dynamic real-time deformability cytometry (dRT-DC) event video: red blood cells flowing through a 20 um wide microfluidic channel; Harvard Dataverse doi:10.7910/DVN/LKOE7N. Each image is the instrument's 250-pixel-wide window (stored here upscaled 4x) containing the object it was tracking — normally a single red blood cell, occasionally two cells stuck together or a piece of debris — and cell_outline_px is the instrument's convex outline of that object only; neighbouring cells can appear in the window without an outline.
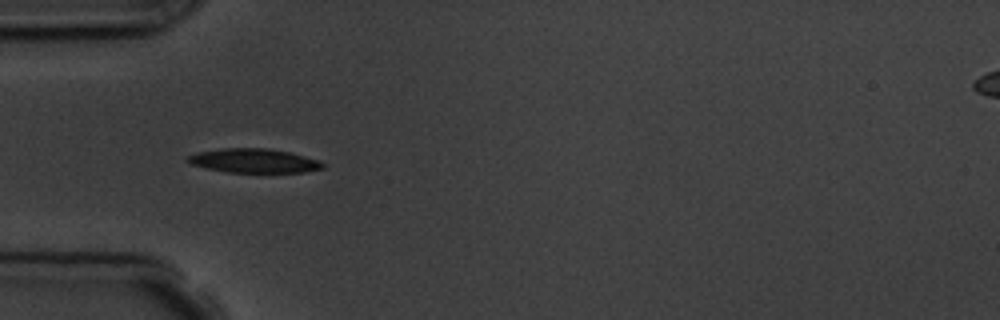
{"species": "common noctule bat (a hibernating species)", "species_latin": "Nyctalus noctula", "temperature_condition": "room temperature", "stored_images_in_passage": 8, "camera_frame_rate_fps": 3000, "um_per_image_px": 0.085, "animal": {"sex": "male", "body_mass_g": 19.5, "forearm_length_mm": 54.6}, "frame": {"image": 1, "passage_image": 4, "time_ms": 3.333, "image_size_px": [1000, 320], "cell_outline_px": [[324, 168], [304, 172], [228, 172], [208, 168], [192, 164], [184, 160], [188, 156], [196, 152], [220, 148], [268, 148], [288, 152], [304, 156], [316, 160], [324, 164]], "centroid_in_image_um": [21.54, 13.65], "position_along_channel_um": 63.5, "area_um2": 18.79}}